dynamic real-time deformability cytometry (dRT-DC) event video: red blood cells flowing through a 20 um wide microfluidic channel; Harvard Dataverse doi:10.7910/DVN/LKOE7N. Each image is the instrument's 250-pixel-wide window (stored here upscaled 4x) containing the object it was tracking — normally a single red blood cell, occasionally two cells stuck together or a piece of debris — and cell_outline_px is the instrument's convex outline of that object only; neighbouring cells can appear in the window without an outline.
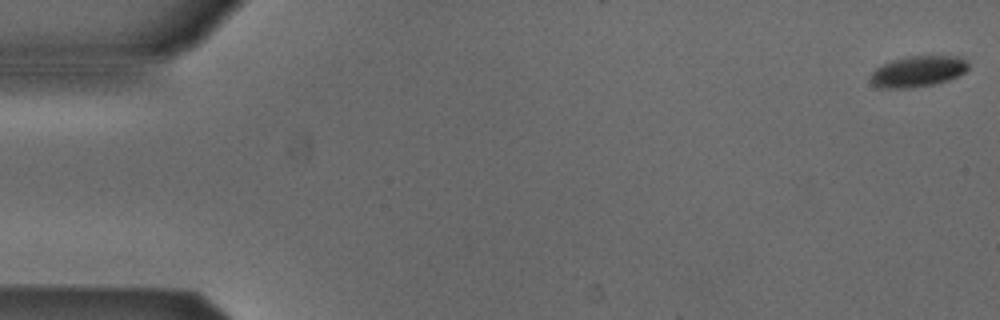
{"species": "Egyptian fruit bat (a non-hibernating species)", "species_latin": "Rousettus aegyptiacus", "temperature_condition": "cold", "stored_images_in_passage": 8, "camera_frame_rate_fps": 3000, "um_per_image_px": 0.085, "animal": {"sex": "male"}, "frame": {"image": 1, "passage_image": 1, "time_ms": 0.0, "image_size_px": [1000, 320], "cell_outline_px": [[968, 68], [964, 72], [948, 80], [932, 84], [912, 88], [880, 88], [872, 84], [872, 72], [876, 68], [892, 60], [908, 56], [960, 56], [968, 64]], "centroid_in_image_um": [78.01, 6.07], "position_along_channel_um": 7.0, "area_um2": 17.4}}